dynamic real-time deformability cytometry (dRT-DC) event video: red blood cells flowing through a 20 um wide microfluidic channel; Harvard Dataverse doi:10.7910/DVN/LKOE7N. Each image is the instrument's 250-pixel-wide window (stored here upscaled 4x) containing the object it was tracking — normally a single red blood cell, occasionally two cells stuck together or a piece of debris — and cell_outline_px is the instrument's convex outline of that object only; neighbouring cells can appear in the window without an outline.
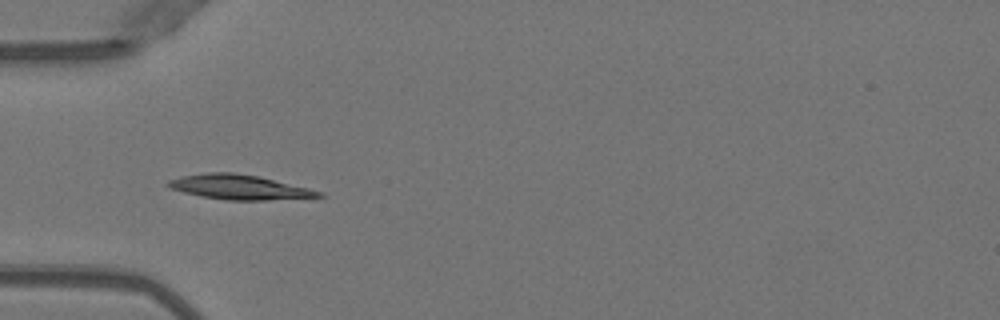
{"species": "Egyptian fruit bat (a non-hibernating species)", "species_latin": "Rousettus aegyptiacus", "temperature_condition": "warm", "stored_images_in_passage": 35, "camera_frame_rate_fps": 3000, "um_per_image_px": 0.085, "animal": {"sex": "female"}, "frame": {"image": 1, "passage_image": 1, "time_ms": 0.0, "image_size_px": [1000, 320], "cell_outline_px": [[324, 196], [268, 200], [224, 200], [200, 196], [184, 192], [172, 188], [164, 184], [168, 180], [180, 176], [208, 172], [232, 172], [256, 176], [308, 188], [324, 192]], "centroid_in_image_um": [20.29, 15.91], "position_along_channel_um": 64.7, "area_um2": 21.44}}
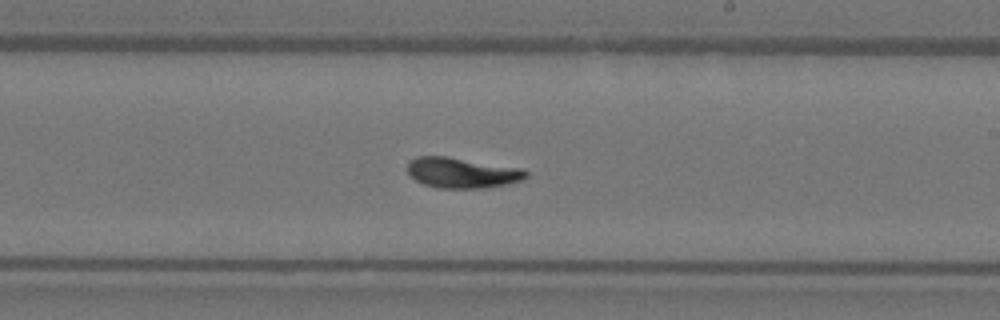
{"frame": {"image": 2, "passage_image": 15, "time_ms": 4.667, "image_size_px": [1000, 320], "cell_outline_px": [[528, 176], [524, 180], [508, 184], [488, 188], [436, 188], [424, 184], [416, 180], [408, 172], [408, 160], [416, 156], [448, 156], [524, 168], [528, 172]], "centroid_in_image_um": [39.32, 14.68], "position_along_channel_um": 249.7, "area_um2": 21.44}}
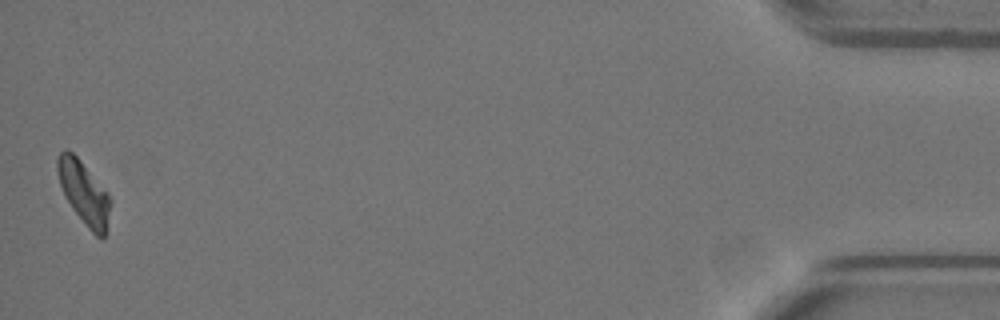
{"frame": {"image": 3, "passage_image": 35, "time_ms": 11.333, "image_size_px": [1000, 320], "cell_outline_px": [[112, 200], [104, 240], [100, 240], [88, 228], [72, 208], [64, 196], [60, 184], [56, 168], [56, 156], [64, 148], [68, 148], [80, 160], [108, 192]], "centroid_in_image_um": [7.13, 16.38], "position_along_channel_um": 428.1, "area_um2": 19.71}, "authors_computed_cell_mechanics": {"area_um2": 20.3456, "velocity_mm_per_s": 3.9946, "shape_relaxation_time_tau1_ms": 4.285, "shape_relaxation_time_tau2_ms": 3.3655, "deformation_change_tau1": 0.1706, "deformation_change_tau2": 0.085}}